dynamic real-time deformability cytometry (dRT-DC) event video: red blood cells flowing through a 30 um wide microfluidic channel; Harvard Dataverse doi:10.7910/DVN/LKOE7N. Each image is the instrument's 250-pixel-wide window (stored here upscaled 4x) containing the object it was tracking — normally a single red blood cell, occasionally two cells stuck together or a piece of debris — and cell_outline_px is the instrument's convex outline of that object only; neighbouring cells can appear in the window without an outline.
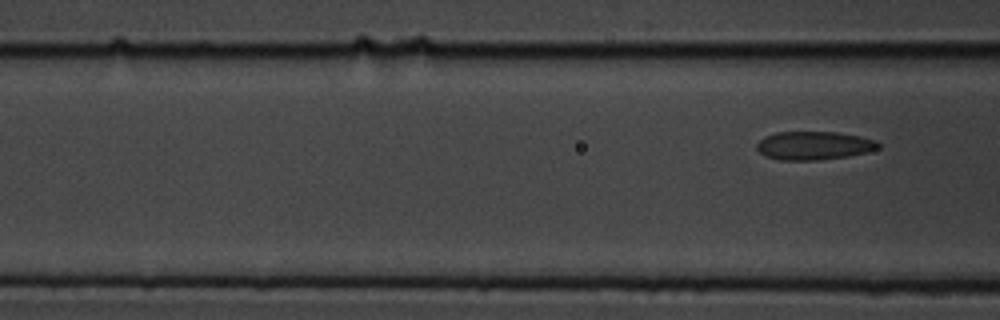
{"species": "common noctule bat (a hibernating species)", "species_latin": "Nyctalus noctula", "temperature_condition": "cold", "stored_images_in_passage": 8, "camera_frame_rate_fps": 3000, "um_per_image_px": 0.085, "animal": {"sex": "male", "body_mass_g": 19.5, "forearm_length_mm": 54.6}, "frame": {"image": 1, "passage_image": 8, "time_ms": 2.333, "image_size_px": [1000, 320], "cell_outline_px": [[880, 148], [868, 152], [848, 156], [820, 160], [780, 160], [764, 156], [756, 148], [756, 144], [764, 136], [776, 132], [836, 132], [860, 136], [876, 140], [880, 144]], "centroid_in_image_um": [69.18, 12.37], "position_along_channel_um": 97.4, "area_um2": 20.29}}